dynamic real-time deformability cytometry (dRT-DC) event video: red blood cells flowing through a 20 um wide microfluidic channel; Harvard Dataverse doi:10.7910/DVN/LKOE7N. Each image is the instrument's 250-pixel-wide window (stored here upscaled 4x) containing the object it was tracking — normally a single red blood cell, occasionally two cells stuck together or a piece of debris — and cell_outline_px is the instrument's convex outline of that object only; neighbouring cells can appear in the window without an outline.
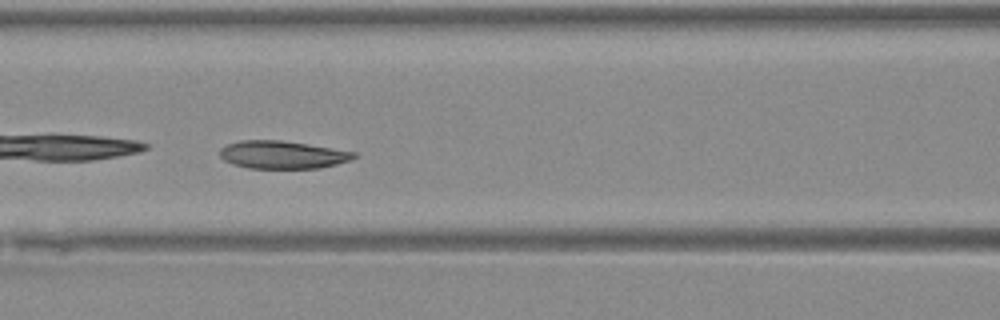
{"species": "Egyptian fruit bat (a non-hibernating species)", "species_latin": "Rousettus aegyptiacus", "temperature_condition": "warm", "stored_images_in_passage": 37, "camera_frame_rate_fps": 3000, "um_per_image_px": 0.085, "animal": {"sex": "female"}, "frame": {"image": 1, "passage_image": 11, "time_ms": 3.333, "image_size_px": [1000, 320], "cell_outline_px": [[356, 156], [352, 160], [320, 168], [248, 168], [232, 164], [224, 160], [220, 156], [220, 148], [228, 144], [240, 140], [280, 140], [308, 144], [356, 152]], "centroid_in_image_um": [24.0, 13.15], "position_along_channel_um": 142.6, "area_um2": 21.73}}